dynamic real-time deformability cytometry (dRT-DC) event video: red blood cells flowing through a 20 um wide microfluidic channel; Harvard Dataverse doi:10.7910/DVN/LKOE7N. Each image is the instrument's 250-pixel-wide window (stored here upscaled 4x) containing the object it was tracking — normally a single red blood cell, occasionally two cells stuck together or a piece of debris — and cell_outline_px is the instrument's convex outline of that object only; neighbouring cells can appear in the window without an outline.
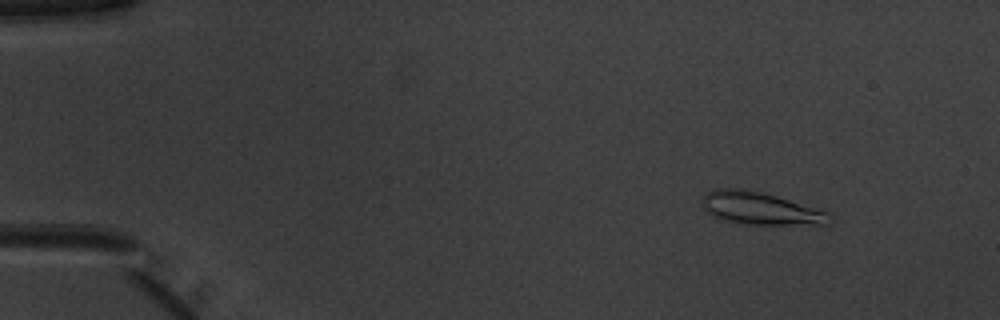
{"species": "common noctule bat (a hibernating species)", "species_latin": "Nyctalus noctula", "temperature_condition": "warm", "stored_images_in_passage": 51, "camera_frame_rate_fps": 3000, "um_per_image_px": 0.085, "animal": {"sex": "male", "body_mass_g": 20.1, "forearm_length_mm": 53.5}, "frame": {"image": 1, "passage_image": 6, "time_ms": 1.667, "image_size_px": [1000, 320], "cell_outline_px": [[832, 224], [828, 228], [748, 224], [724, 220], [712, 216], [704, 208], [704, 196], [708, 192], [716, 188], [740, 188], [764, 192], [832, 212]], "centroid_in_image_um": [64.89, 17.78], "position_along_channel_um": 20.1, "area_um2": 25.43}}
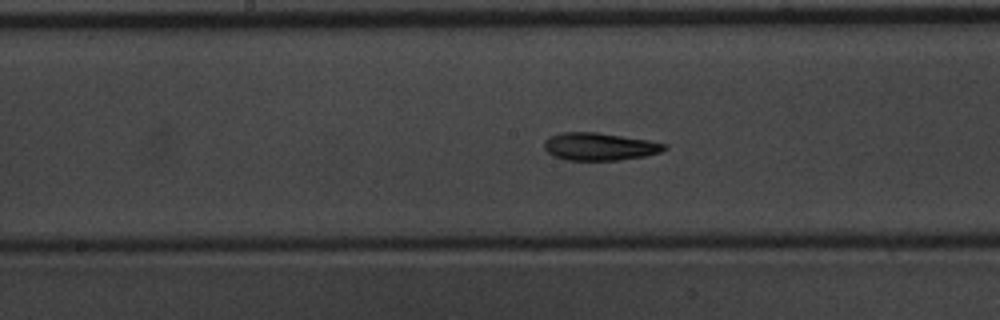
{"frame": {"image": 2, "passage_image": 27, "time_ms": 8.667, "image_size_px": [1000, 320], "cell_outline_px": [[668, 148], [660, 152], [644, 156], [620, 160], [568, 160], [552, 156], [544, 148], [544, 140], [548, 136], [560, 132], [596, 132], [648, 140], [668, 144]], "centroid_in_image_um": [50.94, 12.45], "position_along_channel_um": 197.3, "area_um2": 19.48}}
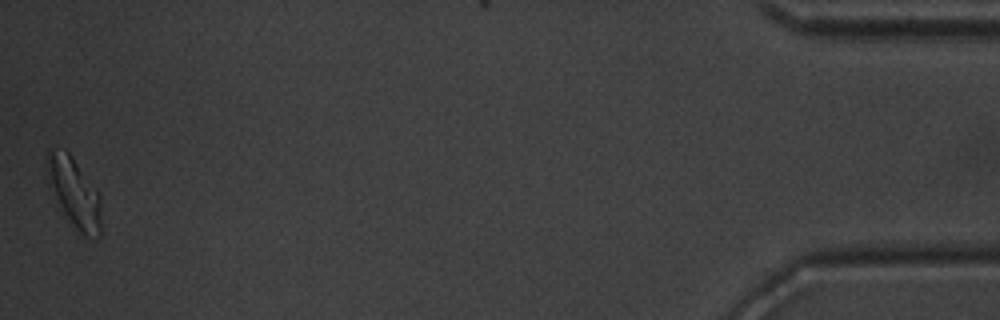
{"frame": {"image": 3, "passage_image": 51, "time_ms": 16.667, "image_size_px": [1000, 320], "cell_outline_px": [[100, 236], [96, 240], [84, 236], [76, 228], [64, 212], [48, 184], [44, 168], [44, 156], [48, 152], [64, 148], [72, 156], [100, 192]], "centroid_in_image_um": [6.3, 16.32], "position_along_channel_um": 428.9, "area_um2": 22.2}, "authors_computed_cell_mechanics": {"area_um2": 19.7676, "velocity_mm_per_s": 3.9762, "shape_relaxation_time_tau1_ms": 4.645, "shape_relaxation_time_tau2_ms": 4.1594, "deformation_change_tau1": 0.142, "deformation_change_tau2": 0.12}}